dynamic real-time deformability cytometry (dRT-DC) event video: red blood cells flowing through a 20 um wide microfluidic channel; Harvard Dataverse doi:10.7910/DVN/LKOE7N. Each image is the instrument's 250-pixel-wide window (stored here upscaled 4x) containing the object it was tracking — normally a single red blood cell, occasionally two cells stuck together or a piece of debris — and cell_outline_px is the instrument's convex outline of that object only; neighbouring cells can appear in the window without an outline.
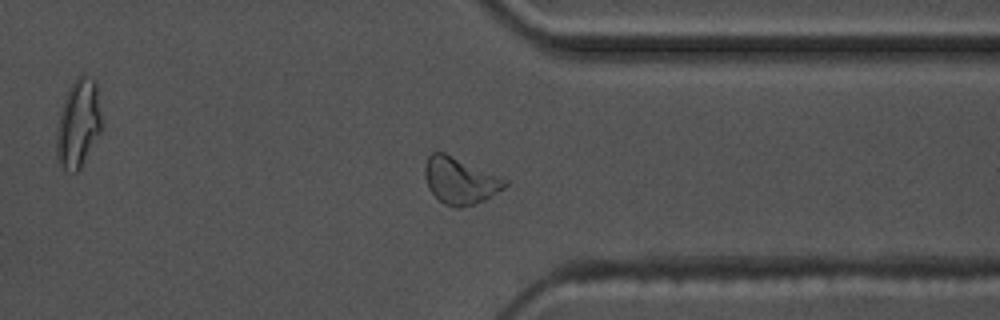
{"species": "common noctule bat (a hibernating species)", "species_latin": "Nyctalus noctula", "temperature_condition": "warm", "stored_images_in_passage": 46, "camera_frame_rate_fps": 3000, "um_per_image_px": 0.085, "animal": {"sex": "male", "body_mass_g": 17.5, "forearm_length_mm": 52.3}, "frame": {"image": 1, "passage_image": 33, "time_ms": 10.667, "image_size_px": [1000, 320], "cell_outline_px": [[508, 184], [504, 188], [484, 200], [476, 204], [460, 208], [456, 208], [444, 204], [428, 188], [424, 176], [424, 164], [428, 156], [432, 152], [444, 152], [508, 180]], "centroid_in_image_um": [39.08, 15.36], "position_along_channel_um": 372.3, "area_um2": 21.68}}
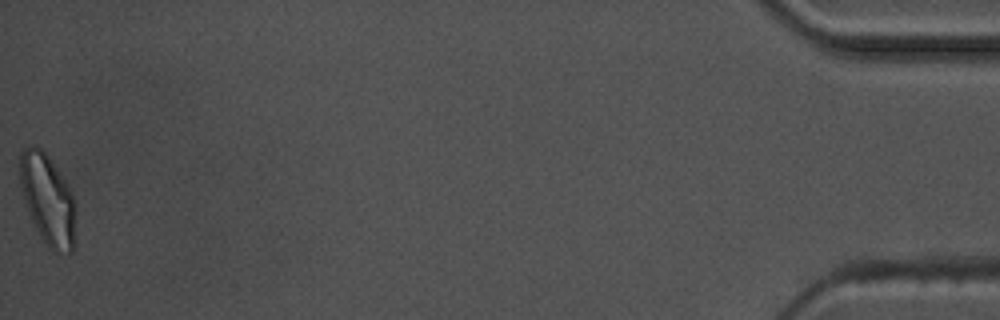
{"frame": {"image": 2, "passage_image": 46, "time_ms": 15.0, "image_size_px": [1000, 320], "cell_outline_px": [[76, 248], [72, 252], [52, 252], [48, 248], [40, 236], [32, 220], [24, 200], [20, 184], [20, 152], [28, 144], [32, 144], [40, 148], [48, 156], [68, 184], [72, 192], [76, 204]], "centroid_in_image_um": [4.1, 17.0], "position_along_channel_um": 431.1, "area_um2": 30.06}, "authors_computed_cell_mechanics": {"area_um2": 20.3167, "velocity_mm_per_s": 3.5874, "shape_relaxation_time_tau1_ms": null, "shape_relaxation_time_tau2_ms": 3.1158, "deformation_change_tau1": null, "deformation_change_tau2": 0.1021}}